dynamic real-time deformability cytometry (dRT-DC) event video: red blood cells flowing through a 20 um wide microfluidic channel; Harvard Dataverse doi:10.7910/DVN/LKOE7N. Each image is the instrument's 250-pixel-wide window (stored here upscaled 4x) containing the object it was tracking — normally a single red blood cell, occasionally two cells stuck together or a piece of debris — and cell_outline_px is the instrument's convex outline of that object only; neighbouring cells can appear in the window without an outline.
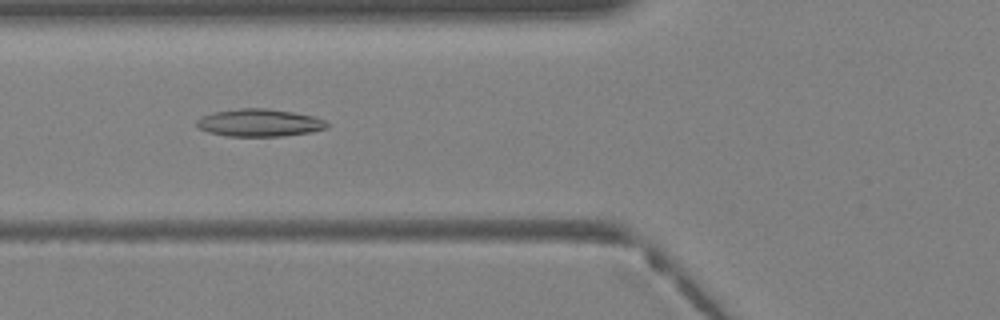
{"species": "Egyptian fruit bat (a non-hibernating species)", "species_latin": "Rousettus aegyptiacus", "temperature_condition": "warm", "stored_images_in_passage": 39, "camera_frame_rate_fps": 3000, "um_per_image_px": 0.085, "animal": {"sex": "female"}, "frame": {"image": 1, "passage_image": 15, "time_ms": 4.667, "image_size_px": [1000, 320], "cell_outline_px": [[328, 128], [312, 132], [280, 136], [228, 136], [208, 132], [196, 128], [196, 120], [212, 112], [240, 108], [268, 108], [292, 112], [312, 116], [324, 120], [328, 124]], "centroid_in_image_um": [22.02, 10.43], "position_along_channel_um": 103.8, "area_um2": 20.92}}
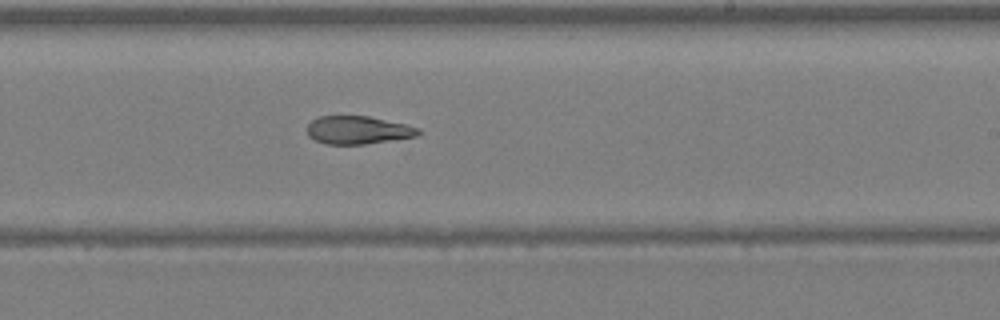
{"frame": {"image": 2, "passage_image": 24, "time_ms": 7.667, "image_size_px": [1000, 320], "cell_outline_px": [[420, 132], [416, 136], [364, 144], [324, 144], [308, 136], [308, 124], [312, 120], [320, 116], [368, 116], [404, 124], [420, 128]], "centroid_in_image_um": [30.4, 11.05], "position_along_channel_um": 258.6, "area_um2": 17.92}}
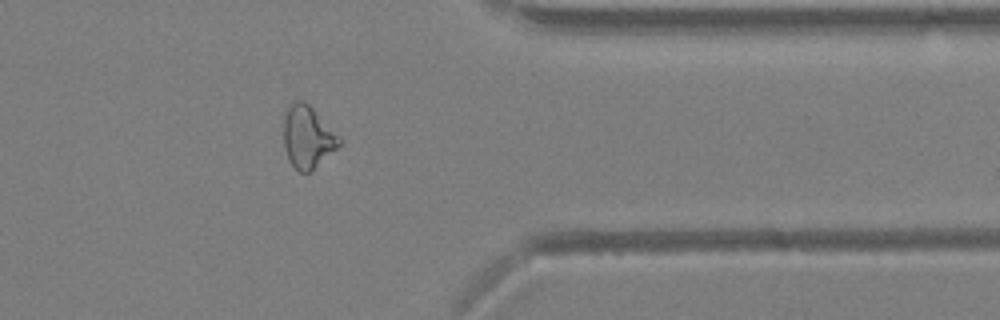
{"frame": {"image": 3, "passage_image": 32, "time_ms": 10.333, "image_size_px": [1000, 320], "cell_outline_px": [[340, 144], [312, 172], [300, 172], [288, 160], [284, 148], [284, 116], [288, 104], [296, 100], [304, 100], [340, 136]], "centroid_in_image_um": [26.13, 11.64], "position_along_channel_um": 385.3, "area_um2": 20.17}}